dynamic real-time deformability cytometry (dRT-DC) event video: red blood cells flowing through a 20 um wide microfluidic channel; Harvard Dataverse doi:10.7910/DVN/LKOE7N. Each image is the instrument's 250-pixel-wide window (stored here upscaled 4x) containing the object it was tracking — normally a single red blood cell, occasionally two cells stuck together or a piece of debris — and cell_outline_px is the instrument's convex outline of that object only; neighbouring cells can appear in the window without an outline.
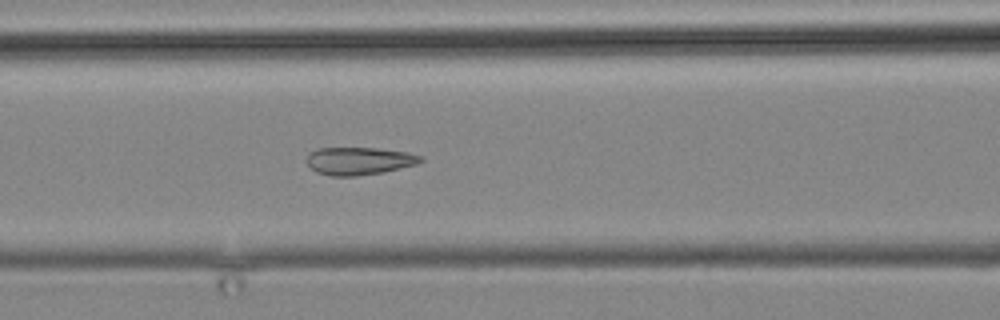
{"species": "common noctule bat (a hibernating species)", "species_latin": "Nyctalus noctula", "temperature_condition": "cold", "stored_images_in_passage": 12, "camera_frame_rate_fps": 3000, "um_per_image_px": 0.085, "animal": {"sex": "male", "body_mass_g": 19.2, "forearm_length_mm": 51.8}, "frame": {"image": 1, "passage_image": 12, "time_ms": 13.667, "image_size_px": [1000, 320], "cell_outline_px": [[424, 160], [416, 164], [380, 172], [356, 176], [332, 176], [316, 172], [308, 164], [308, 152], [316, 148], [376, 148], [408, 152], [424, 156]], "centroid_in_image_um": [30.52, 13.66], "position_along_channel_um": 136.1, "area_um2": 18.26}}